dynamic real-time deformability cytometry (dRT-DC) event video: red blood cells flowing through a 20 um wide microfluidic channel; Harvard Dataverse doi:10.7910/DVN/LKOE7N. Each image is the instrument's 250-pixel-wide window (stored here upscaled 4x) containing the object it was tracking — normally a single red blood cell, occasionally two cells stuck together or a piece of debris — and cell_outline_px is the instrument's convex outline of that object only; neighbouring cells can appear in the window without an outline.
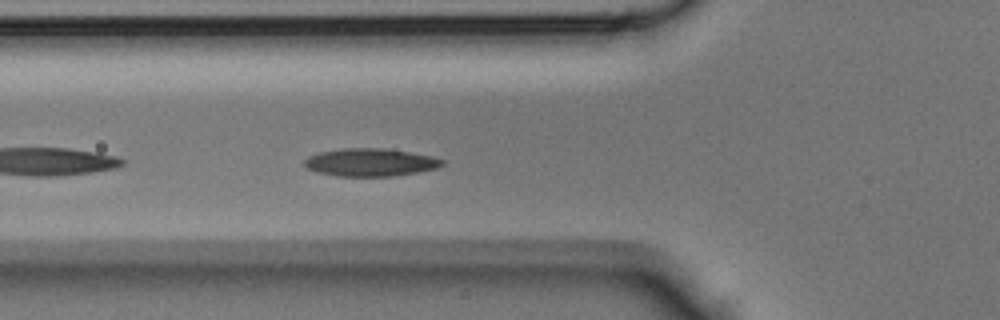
{"species": "Egyptian fruit bat (a non-hibernating species)", "species_latin": "Rousettus aegyptiacus", "temperature_condition": "room temperature", "stored_images_in_passage": 37, "camera_frame_rate_fps": 3000, "um_per_image_px": 0.085, "animal": {"sex": "male"}, "frame": {"image": 1, "passage_image": 8, "time_ms": 2.333, "image_size_px": [1000, 320], "cell_outline_px": [[444, 164], [436, 168], [416, 172], [392, 176], [336, 176], [316, 172], [308, 168], [304, 164], [304, 160], [308, 156], [320, 152], [344, 148], [384, 148], [432, 156], [444, 160]], "centroid_in_image_um": [31.46, 13.8], "position_along_channel_um": 94.3, "area_um2": 22.2}}
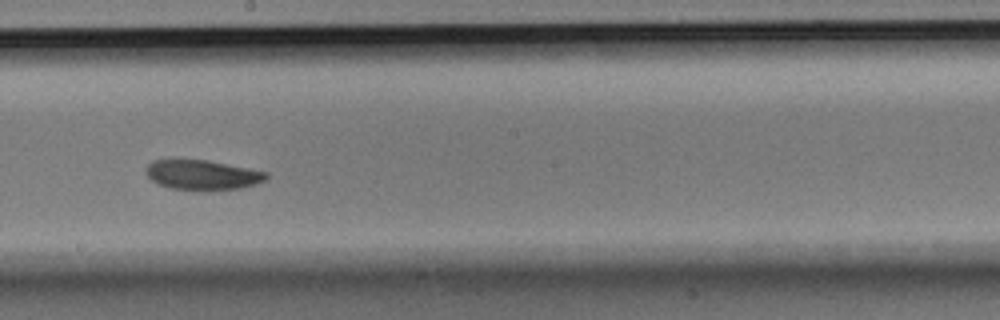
{"frame": {"image": 2, "passage_image": 17, "time_ms": 5.333, "image_size_px": [1000, 320], "cell_outline_px": [[268, 176], [264, 180], [256, 184], [240, 188], [200, 192], [172, 188], [160, 184], [152, 180], [144, 172], [144, 168], [152, 160], [172, 156], [208, 160], [268, 172]], "centroid_in_image_um": [17.12, 14.83], "position_along_channel_um": 231.1, "area_um2": 21.96}}
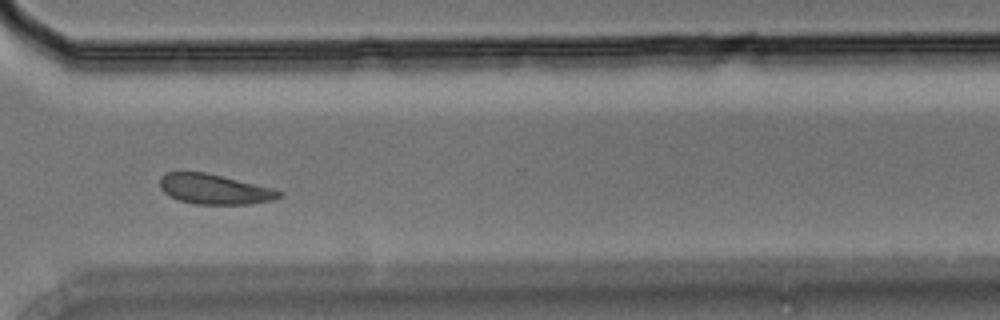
{"frame": {"image": 3, "passage_image": 25, "time_ms": 8.0, "image_size_px": [1000, 320], "cell_outline_px": [[284, 192], [280, 196], [272, 200], [252, 204], [196, 204], [180, 200], [164, 192], [160, 188], [160, 176], [164, 172], [204, 172], [272, 188]], "centroid_in_image_um": [18.21, 16.08], "position_along_channel_um": 352.4, "area_um2": 20.63}}